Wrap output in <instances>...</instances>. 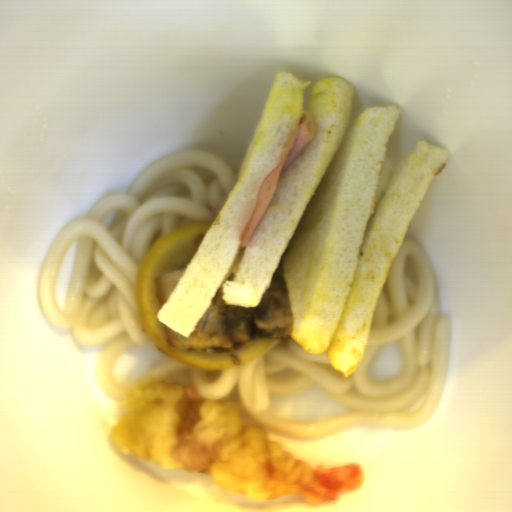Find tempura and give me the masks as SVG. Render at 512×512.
<instances>
[{"mask_svg":"<svg viewBox=\"0 0 512 512\" xmlns=\"http://www.w3.org/2000/svg\"><path fill=\"white\" fill-rule=\"evenodd\" d=\"M109 431L115 448L160 469L204 472L220 489L271 502L311 504L361 488L358 463L312 465L269 438L238 401H213L184 382L152 377L123 394Z\"/></svg>","mask_w":512,"mask_h":512,"instance_id":"obj_1","label":"tempura"}]
</instances>
